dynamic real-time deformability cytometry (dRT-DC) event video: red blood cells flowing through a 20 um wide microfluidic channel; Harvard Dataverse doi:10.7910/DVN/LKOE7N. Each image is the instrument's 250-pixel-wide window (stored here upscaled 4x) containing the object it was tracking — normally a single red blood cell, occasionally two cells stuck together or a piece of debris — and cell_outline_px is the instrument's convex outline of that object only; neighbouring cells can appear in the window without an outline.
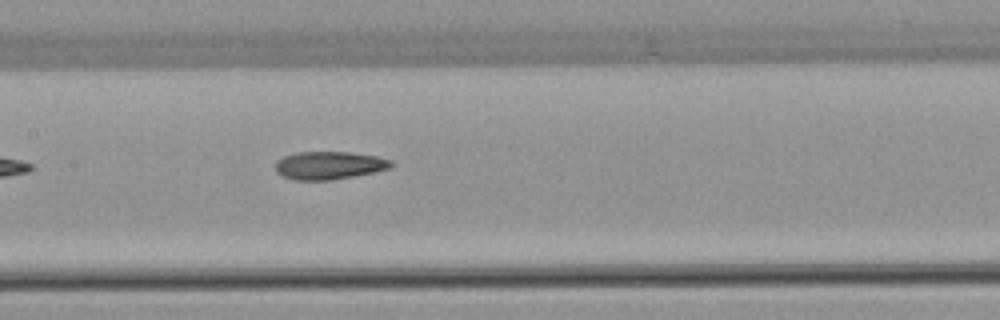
{"species": "common noctule bat (a hibernating species)", "species_latin": "Nyctalus noctula", "temperature_condition": "warm", "stored_images_in_passage": 7, "camera_frame_rate_fps": 3000, "um_per_image_px": 0.085, "animal": {"sex": "female", "body_mass_g": 22.7, "forearm_length_mm": 54.2}, "frame": {"image": 1, "passage_image": 7, "time_ms": 8.0, "image_size_px": [1000, 320], "cell_outline_px": [[392, 168], [376, 172], [332, 180], [292, 180], [276, 172], [276, 160], [284, 156], [296, 152], [348, 152], [376, 156], [392, 160]], "centroid_in_image_um": [27.98, 14.06], "position_along_channel_um": 179.4, "area_um2": 18.96}}